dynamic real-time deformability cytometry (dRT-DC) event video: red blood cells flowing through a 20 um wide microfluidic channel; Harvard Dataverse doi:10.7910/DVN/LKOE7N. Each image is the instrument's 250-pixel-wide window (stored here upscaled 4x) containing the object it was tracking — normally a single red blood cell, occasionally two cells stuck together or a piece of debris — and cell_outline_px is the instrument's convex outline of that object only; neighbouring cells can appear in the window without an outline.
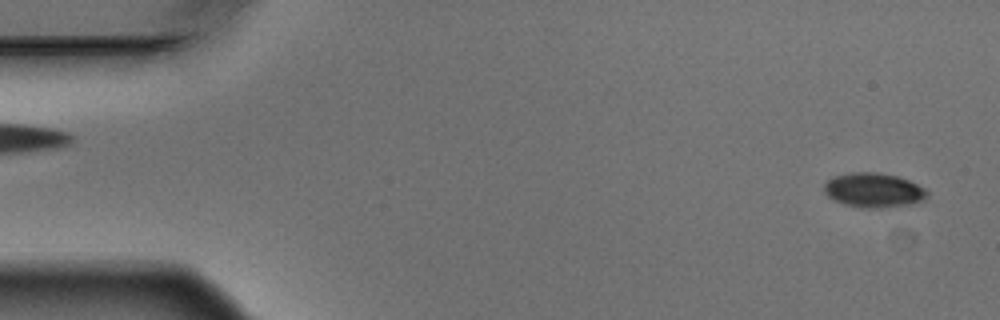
{"species": "Egyptian fruit bat (a non-hibernating species)", "species_latin": "Rousettus aegyptiacus", "temperature_condition": "warm", "stored_images_in_passage": 4, "camera_frame_rate_fps": 3000, "um_per_image_px": 0.085, "animal": {"sex": "male"}, "frame": {"image": 1, "passage_image": 1, "time_ms": 0.0, "image_size_px": [1000, 320], "cell_outline_px": [[928, 196], [924, 200], [908, 204], [880, 208], [860, 208], [844, 204], [828, 196], [824, 192], [824, 184], [832, 176], [852, 172], [880, 172], [896, 176], [908, 180], [924, 188], [928, 192]], "centroid_in_image_um": [74.24, 16.16], "position_along_channel_um": 10.8, "area_um2": 20.69}}
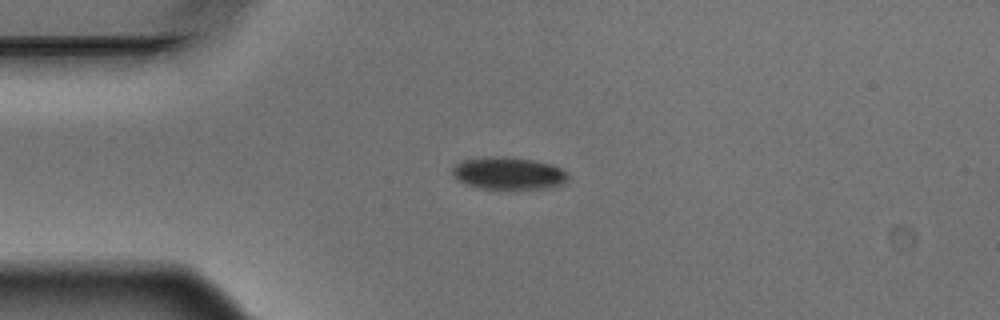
{"frame": {"image": 2, "passage_image": 4, "time_ms": 1.0, "image_size_px": [1000, 320], "cell_outline_px": [[568, 180], [564, 184], [552, 188], [484, 188], [464, 184], [452, 176], [452, 168], [456, 164], [464, 160], [484, 156], [504, 156], [532, 160], [552, 164], [568, 172]], "centroid_in_image_um": [43.24, 14.72], "position_along_channel_um": 41.8, "area_um2": 21.91}}